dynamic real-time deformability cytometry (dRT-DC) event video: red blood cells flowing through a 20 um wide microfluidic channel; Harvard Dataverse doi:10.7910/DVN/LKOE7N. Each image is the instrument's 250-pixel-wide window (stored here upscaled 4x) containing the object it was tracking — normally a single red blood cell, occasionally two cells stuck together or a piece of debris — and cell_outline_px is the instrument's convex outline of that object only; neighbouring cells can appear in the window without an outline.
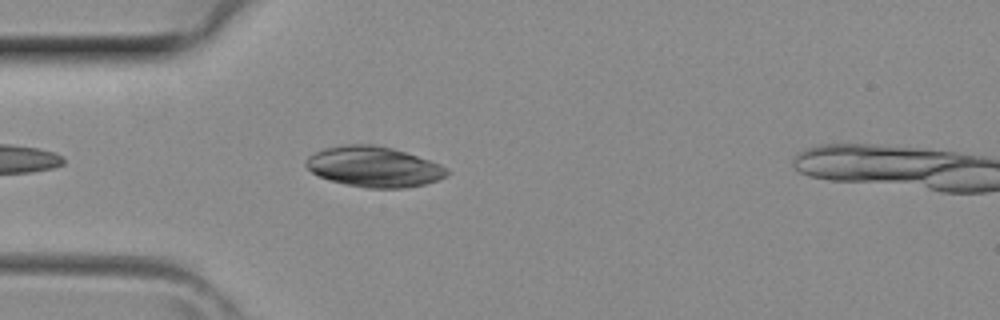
{"species": "common noctule bat (a hibernating species)", "species_latin": "Nyctalus noctula", "temperature_condition": "room temperature", "stored_images_in_passage": 5, "camera_frame_rate_fps": 3000, "um_per_image_px": 0.085, "animal": {"sex": "female", "body_mass_g": 29.2, "forearm_length_mm": 56.3}, "frame": {"image": 1, "passage_image": 3, "time_ms": 0.667, "image_size_px": [1000, 320], "cell_outline_px": [[448, 176], [424, 184], [404, 188], [368, 188], [348, 184], [332, 180], [320, 176], [312, 172], [304, 164], [304, 160], [308, 156], [324, 148], [344, 144], [372, 144], [392, 148], [440, 164], [448, 168]], "centroid_in_image_um": [31.77, 14.16], "position_along_channel_um": 53.2, "area_um2": 32.95}}